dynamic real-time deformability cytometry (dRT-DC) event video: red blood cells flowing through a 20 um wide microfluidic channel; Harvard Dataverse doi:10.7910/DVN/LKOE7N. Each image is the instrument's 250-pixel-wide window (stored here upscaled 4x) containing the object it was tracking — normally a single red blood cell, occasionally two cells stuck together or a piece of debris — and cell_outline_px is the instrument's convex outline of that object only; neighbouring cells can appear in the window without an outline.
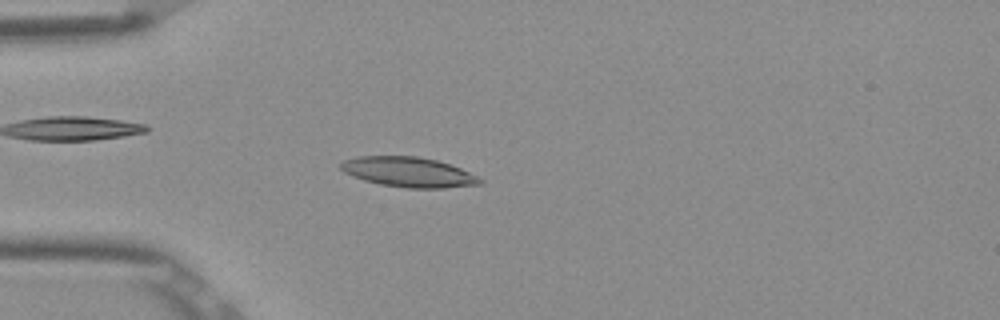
{"species": "Egyptian fruit bat (a non-hibernating species)", "species_latin": "Rousettus aegyptiacus", "temperature_condition": "room temperature", "stored_images_in_passage": 52, "camera_frame_rate_fps": 3000, "um_per_image_px": 0.085, "frame": {"image": 1, "passage_image": 14, "time_ms": 4.333, "image_size_px": [1000, 320], "cell_outline_px": [[484, 184], [444, 188], [408, 188], [380, 184], [364, 180], [352, 176], [344, 172], [340, 168], [340, 164], [344, 160], [356, 156], [416, 156], [436, 160], [460, 168], [484, 180]], "centroid_in_image_um": [34.72, 14.63], "position_along_channel_um": 50.3, "area_um2": 24.28}}
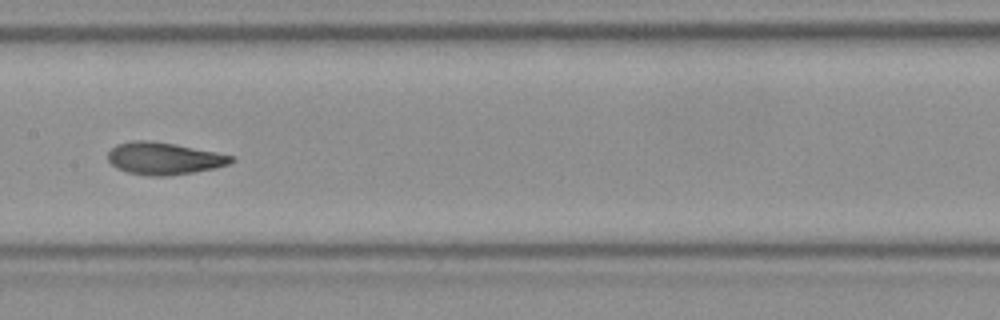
{"frame": {"image": 2, "passage_image": 26, "time_ms": 8.333, "image_size_px": [1000, 320], "cell_outline_px": [[236, 160], [228, 164], [216, 168], [192, 172], [164, 176], [148, 176], [128, 172], [116, 168], [108, 160], [108, 152], [116, 144], [132, 140], [152, 140], [176, 144], [236, 156]], "centroid_in_image_um": [13.95, 13.45], "position_along_channel_um": 193.5, "area_um2": 23.29}}
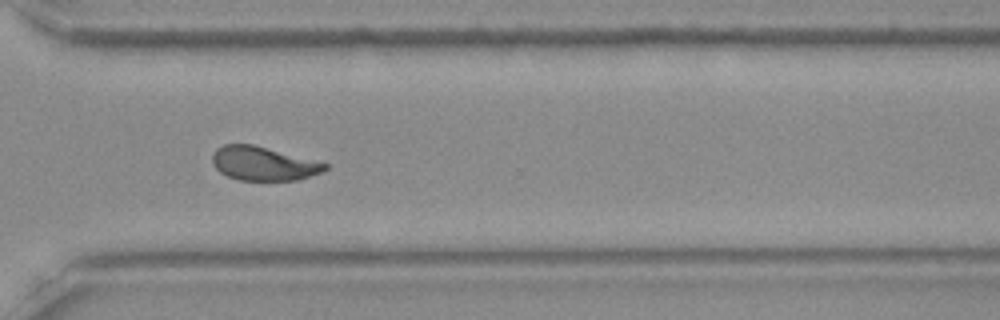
{"frame": {"image": 3, "passage_image": 38, "time_ms": 12.333, "image_size_px": [1000, 320], "cell_outline_px": [[328, 168], [320, 172], [296, 180], [236, 180], [220, 172], [212, 164], [212, 156], [216, 148], [224, 144], [252, 144], [328, 164]], "centroid_in_image_um": [22.32, 13.9], "position_along_channel_um": 348.3, "area_um2": 21.91}, "authors_computed_cell_mechanics": {"area_um2": 23.12, "velocity_mm_per_s": 3.8834, "shape_relaxation_time_tau1_ms": 4.2954, "shape_relaxation_time_tau2_ms": 1.5389, "deformation_change_tau1": 0.1559, "deformation_change_tau2": 0.0769}}